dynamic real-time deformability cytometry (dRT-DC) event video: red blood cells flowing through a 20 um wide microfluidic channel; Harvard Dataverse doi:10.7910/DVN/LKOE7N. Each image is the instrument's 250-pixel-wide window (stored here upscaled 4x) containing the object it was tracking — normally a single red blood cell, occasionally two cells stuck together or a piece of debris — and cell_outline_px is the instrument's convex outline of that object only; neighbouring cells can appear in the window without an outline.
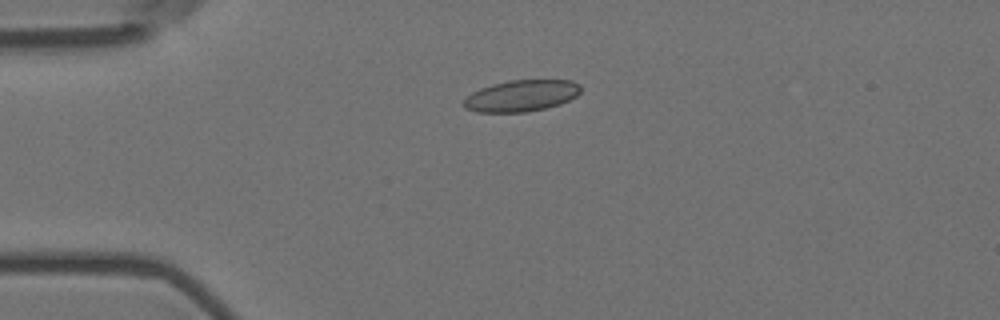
{"species": "Egyptian fruit bat (a non-hibernating species)", "species_latin": "Rousettus aegyptiacus", "temperature_condition": "room temperature", "stored_images_in_passage": 3, "camera_frame_rate_fps": 3000, "um_per_image_px": 0.085, "animal": {"sex": "female"}, "frame": {"image": 1, "passage_image": 1, "time_ms": 0.0, "image_size_px": [1000, 320], "cell_outline_px": [[580, 92], [576, 96], [560, 104], [544, 108], [524, 112], [476, 112], [464, 108], [460, 104], [472, 92], [480, 88], [492, 84], [508, 80], [572, 80], [580, 84]], "centroid_in_image_um": [44.28, 8.13], "position_along_channel_um": 40.7, "area_um2": 21.5}}
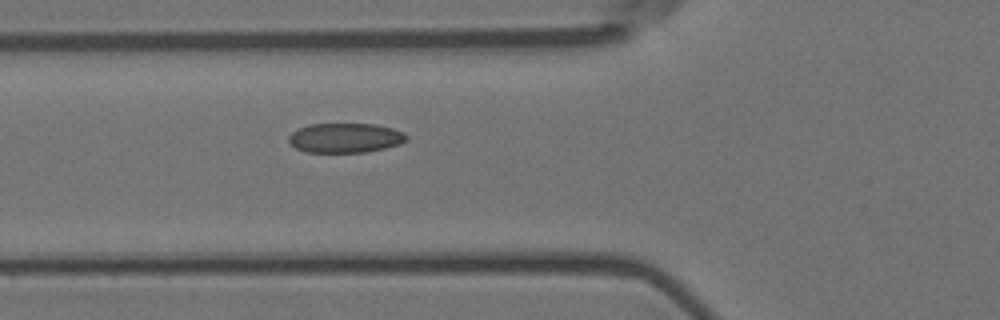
{"frame": {"image": 2, "passage_image": 3, "time_ms": 0.667, "image_size_px": [1000, 320], "cell_outline_px": [[408, 140], [400, 144], [384, 148], [364, 152], [304, 152], [296, 148], [288, 140], [288, 136], [292, 132], [308, 124], [376, 124], [392, 128], [404, 132], [408, 136]], "centroid_in_image_um": [29.36, 11.72], "position_along_channel_um": 96.4, "area_um2": 20.35}}